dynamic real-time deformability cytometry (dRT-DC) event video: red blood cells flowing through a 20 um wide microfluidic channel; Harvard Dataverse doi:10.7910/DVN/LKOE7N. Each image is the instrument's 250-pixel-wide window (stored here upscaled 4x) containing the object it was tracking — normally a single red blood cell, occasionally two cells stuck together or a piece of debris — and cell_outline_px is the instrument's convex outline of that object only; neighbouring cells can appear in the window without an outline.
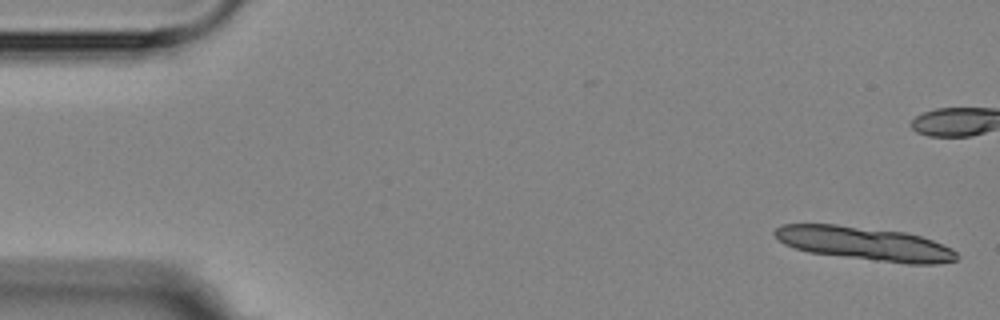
{"species": "Egyptian fruit bat (a non-hibernating species)", "species_latin": "Rousettus aegyptiacus", "temperature_condition": "room temperature", "stored_images_in_passage": 5, "camera_frame_rate_fps": 3000, "um_per_image_px": 0.085, "animal": {"sex": "female"}, "frame": {"image": 1, "passage_image": 1, "time_ms": 0.0, "image_size_px": [1000, 320], "cell_outline_px": [[960, 256], [956, 260], [936, 264], [908, 264], [872, 260], [808, 252], [784, 244], [772, 232], [776, 228], [784, 224], [836, 224], [904, 232], [920, 236], [932, 240], [952, 248]], "centroid_in_image_um": [73.52, 20.71], "position_along_channel_um": 11.5, "area_um2": 35.49}}